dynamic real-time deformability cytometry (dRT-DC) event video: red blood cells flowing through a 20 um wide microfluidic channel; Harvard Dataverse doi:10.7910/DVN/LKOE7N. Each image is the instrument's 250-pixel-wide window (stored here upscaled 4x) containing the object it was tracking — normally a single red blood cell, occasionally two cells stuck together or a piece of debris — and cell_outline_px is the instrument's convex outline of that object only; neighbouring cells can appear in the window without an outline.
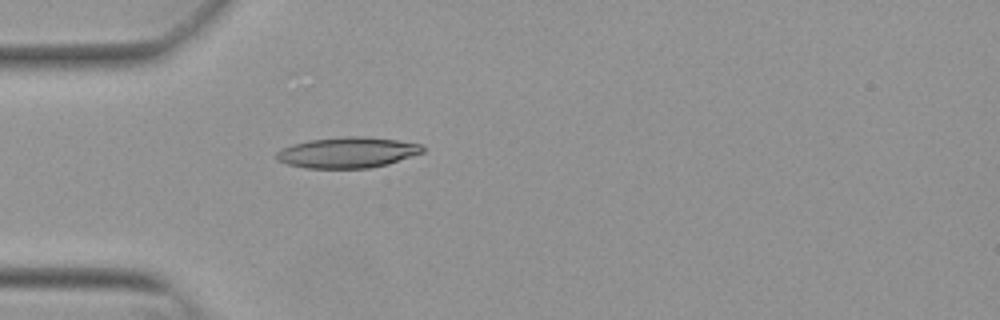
{"species": "Egyptian fruit bat (a non-hibernating species)", "species_latin": "Rousettus aegyptiacus", "temperature_condition": "warm", "stored_images_in_passage": 32, "camera_frame_rate_fps": 3000, "um_per_image_px": 0.085, "animal": {"sex": "female"}, "frame": {"image": 1, "passage_image": 1, "time_ms": 0.0, "image_size_px": [1000, 320], "cell_outline_px": [[424, 152], [388, 164], [368, 168], [304, 168], [288, 164], [276, 160], [276, 152], [280, 148], [292, 144], [308, 140], [344, 136], [364, 136], [396, 140], [420, 144], [424, 148]], "centroid_in_image_um": [29.5, 12.96], "position_along_channel_um": 55.5, "area_um2": 26.3}}
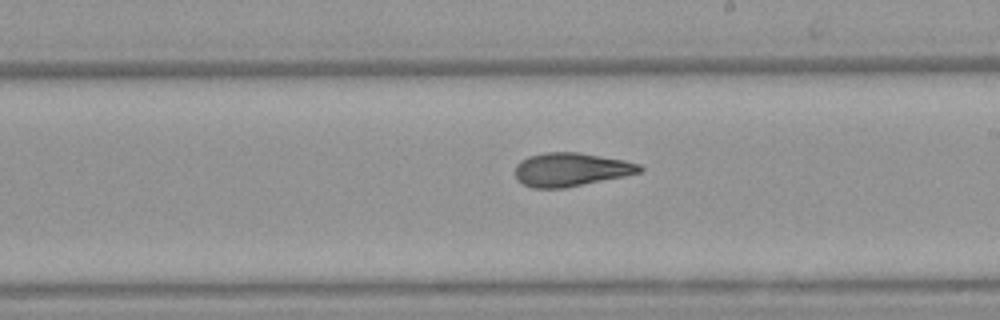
{"frame": {"image": 2, "passage_image": 16, "time_ms": 5.0, "image_size_px": [1000, 320], "cell_outline_px": [[644, 168], [640, 172], [624, 176], [564, 188], [532, 188], [516, 180], [516, 164], [520, 160], [528, 156], [544, 152], [580, 152], [624, 160], [640, 164]], "centroid_in_image_um": [48.51, 14.4], "position_along_channel_um": 240.5, "area_um2": 24.39}}
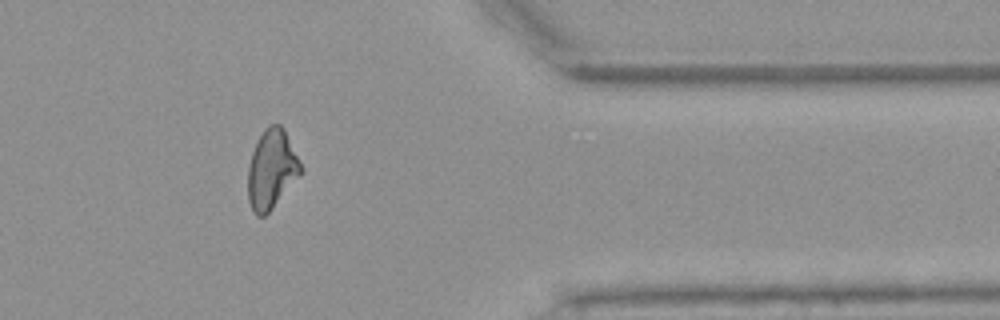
{"frame": {"image": 3, "passage_image": 29, "time_ms": 9.333, "image_size_px": [1000, 320], "cell_outline_px": [[304, 172], [272, 208], [264, 216], [256, 216], [248, 200], [248, 168], [252, 152], [264, 128], [268, 124], [280, 124], [284, 128], [304, 168]], "centroid_in_image_um": [23.12, 14.37], "position_along_channel_um": 388.3, "area_um2": 24.51}, "authors_computed_cell_mechanics": {"area_um2": 24.3916, "velocity_mm_per_s": 3.844, "shape_relaxation_time_tau1_ms": 10.8397, "shape_relaxation_time_tau2_ms": 2.5091, "deformation_change_tau1": 0.2722, "deformation_change_tau2": 0.1097}}